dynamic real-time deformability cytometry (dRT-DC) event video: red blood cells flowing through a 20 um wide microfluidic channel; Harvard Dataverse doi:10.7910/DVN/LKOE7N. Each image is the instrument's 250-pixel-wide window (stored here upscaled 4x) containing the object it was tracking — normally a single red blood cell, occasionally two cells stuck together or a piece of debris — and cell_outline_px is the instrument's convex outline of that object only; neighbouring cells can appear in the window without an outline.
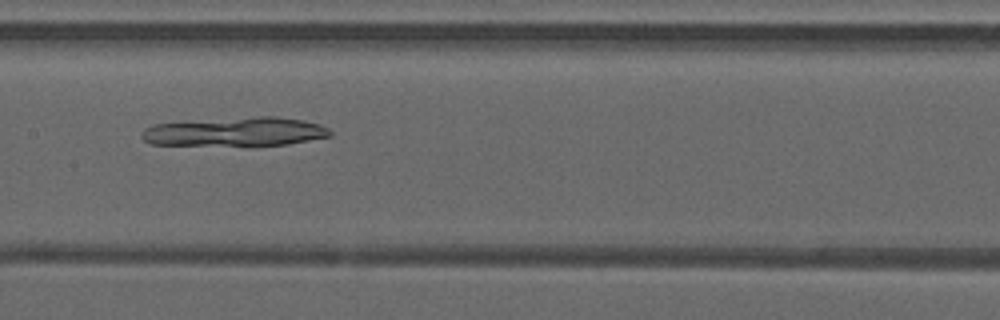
{"species": "common noctule bat (a hibernating species)", "species_latin": "Nyctalus noctula", "temperature_condition": "warm", "stored_images_in_passage": 34, "camera_frame_rate_fps": 3000, "um_per_image_px": 0.085, "animal": {"sex": "male", "forearm_length_mm": 52.5}, "frame": {"image": 1, "passage_image": 10, "time_ms": 3.0, "image_size_px": [1000, 320], "cell_outline_px": [[332, 136], [284, 144], [152, 144], [144, 140], [140, 136], [144, 128], [152, 124], [184, 120], [256, 116], [276, 116], [304, 120], [320, 124], [328, 128], [332, 132]], "centroid_in_image_um": [19.98, 11.15], "position_along_channel_um": 187.4, "area_um2": 31.62}}
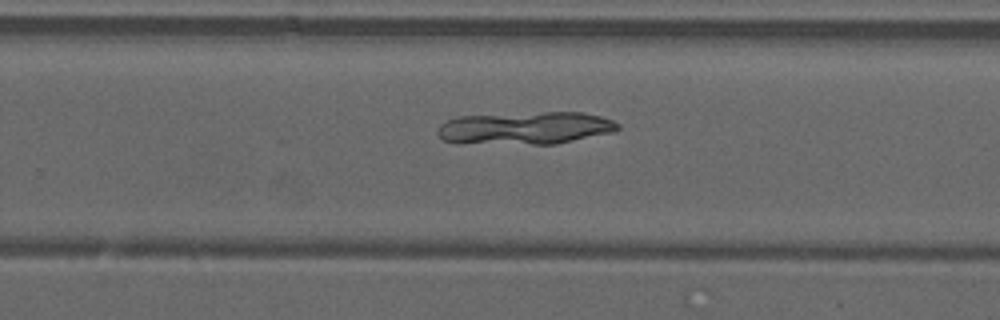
{"frame": {"image": 2, "passage_image": 17, "time_ms": 5.333, "image_size_px": [1000, 320], "cell_outline_px": [[620, 128], [616, 132], [556, 144], [460, 144], [444, 140], [436, 132], [440, 124], [448, 120], [460, 116], [544, 112], [584, 112], [600, 116], [612, 120], [620, 124]], "centroid_in_image_um": [44.68, 10.9], "position_along_channel_um": 285.1, "area_um2": 34.74}}
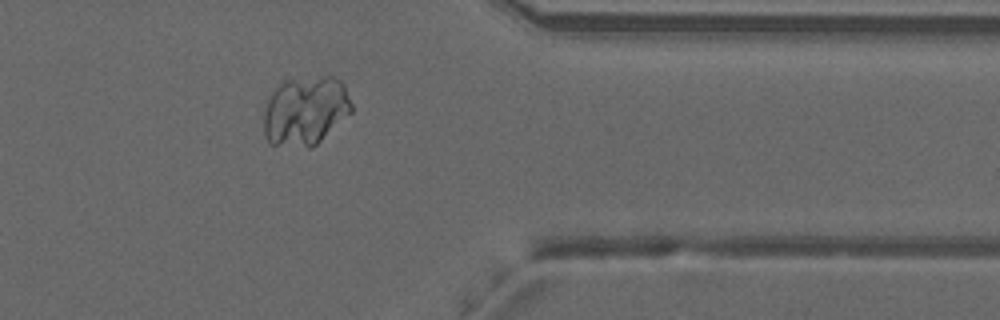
{"frame": {"image": 3, "passage_image": 25, "time_ms": 8.0, "image_size_px": [1000, 320], "cell_outline_px": [[352, 112], [316, 144], [308, 148], [268, 144], [264, 136], [264, 112], [268, 100], [276, 84], [284, 80], [324, 76], [332, 76], [340, 80], [344, 84], [352, 104]], "centroid_in_image_um": [25.94, 9.42], "position_along_channel_um": 385.5, "area_um2": 35.6}}